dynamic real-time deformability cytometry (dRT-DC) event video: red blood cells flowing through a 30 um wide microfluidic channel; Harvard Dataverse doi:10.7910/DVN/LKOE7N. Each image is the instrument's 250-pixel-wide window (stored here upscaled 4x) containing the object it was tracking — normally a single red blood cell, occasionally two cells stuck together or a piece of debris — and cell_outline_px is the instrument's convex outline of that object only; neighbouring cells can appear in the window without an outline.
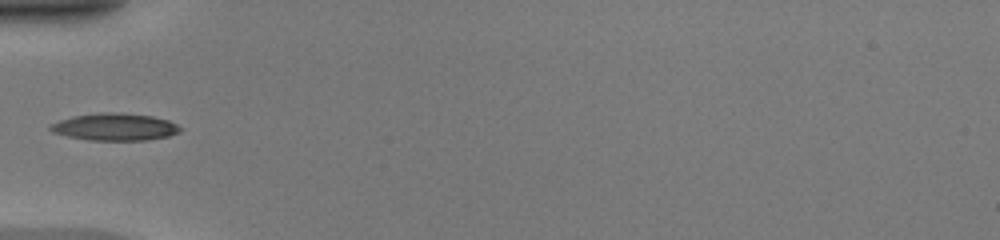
{"species": "common noctule bat (a hibernating species)", "species_latin": "Nyctalus noctula", "temperature_condition": "warm", "stored_images_in_passage": 14, "camera_frame_rate_fps": 3000, "um_per_image_px": 0.085, "animal": {"sex": "female", "body_mass_g": 20.0, "forearm_length_mm": 54.0}, "frame": {"image": 1, "passage_image": 1, "time_ms": 0.0, "image_size_px": [1000, 240], "cell_outline_px": [[184, 128], [180, 132], [168, 136], [148, 140], [88, 140], [68, 136], [52, 132], [48, 128], [52, 124], [60, 120], [72, 116], [100, 112], [116, 112], [152, 116], [168, 120]], "centroid_in_image_um": [9.78, 10.78], "position_along_channel_um": 75.2, "area_um2": 20.63}}